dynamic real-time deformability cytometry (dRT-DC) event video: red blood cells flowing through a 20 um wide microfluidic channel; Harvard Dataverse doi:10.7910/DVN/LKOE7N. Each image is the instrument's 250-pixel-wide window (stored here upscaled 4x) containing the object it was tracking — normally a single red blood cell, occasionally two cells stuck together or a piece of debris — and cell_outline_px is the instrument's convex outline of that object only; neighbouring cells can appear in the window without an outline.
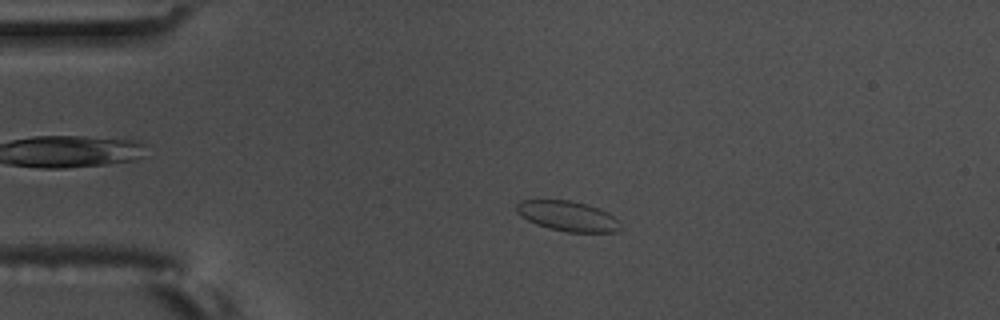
{"species": "common noctule bat (a hibernating species)", "species_latin": "Nyctalus noctula", "temperature_condition": "warm", "stored_images_in_passage": 58, "camera_frame_rate_fps": 3000, "um_per_image_px": 0.085, "animal": {"sex": "male", "body_mass_g": 17.5, "forearm_length_mm": 52.3}, "frame": {"image": 1, "passage_image": 13, "time_ms": 4.0, "image_size_px": [1000, 320], "cell_outline_px": [[620, 228], [616, 232], [568, 232], [548, 228], [536, 224], [528, 220], [516, 212], [516, 204], [520, 200], [572, 200], [588, 204], [608, 212], [616, 220]], "centroid_in_image_um": [48.22, 18.35], "position_along_channel_um": 36.8, "area_um2": 18.15}}
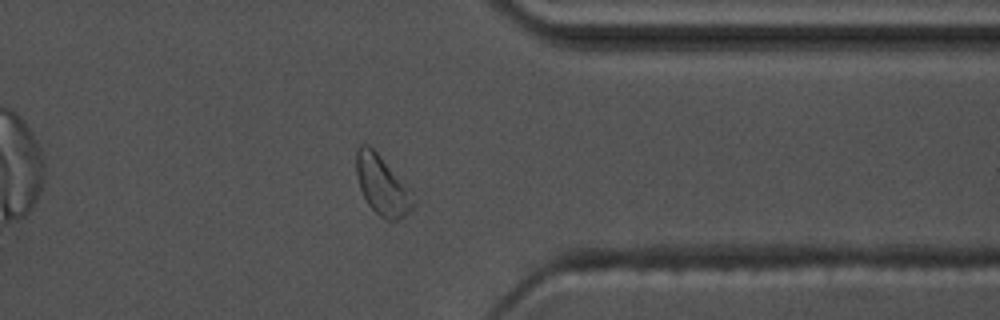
{"frame": {"image": 2, "passage_image": 46, "time_ms": 15.0, "image_size_px": [1000, 320], "cell_outline_px": [[416, 204], [404, 216], [396, 220], [384, 220], [368, 204], [360, 188], [356, 176], [356, 148], [360, 144], [368, 144], [380, 156]], "centroid_in_image_um": [32.39, 15.76], "position_along_channel_um": 379.0, "area_um2": 18.61}}
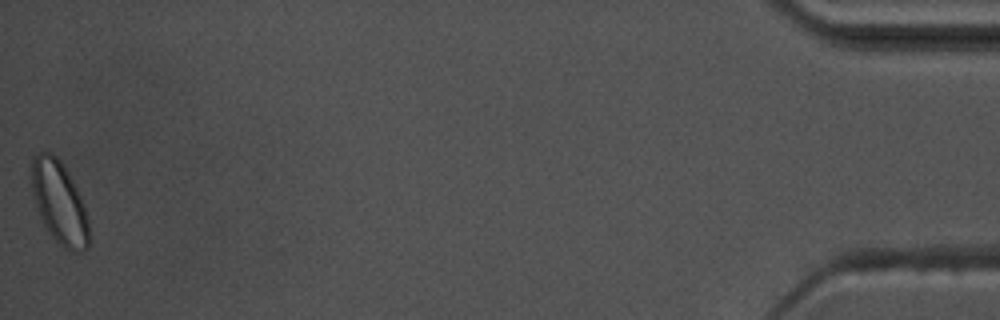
{"frame": {"image": 3, "passage_image": 58, "time_ms": 19.0, "image_size_px": [1000, 320], "cell_outline_px": [[88, 248], [80, 252], [72, 252], [64, 248], [48, 232], [40, 216], [32, 192], [32, 156], [40, 152], [52, 152], [60, 160], [72, 180], [84, 204], [88, 220]], "centroid_in_image_um": [5.04, 17.22], "position_along_channel_um": 430.2, "area_um2": 27.34}}